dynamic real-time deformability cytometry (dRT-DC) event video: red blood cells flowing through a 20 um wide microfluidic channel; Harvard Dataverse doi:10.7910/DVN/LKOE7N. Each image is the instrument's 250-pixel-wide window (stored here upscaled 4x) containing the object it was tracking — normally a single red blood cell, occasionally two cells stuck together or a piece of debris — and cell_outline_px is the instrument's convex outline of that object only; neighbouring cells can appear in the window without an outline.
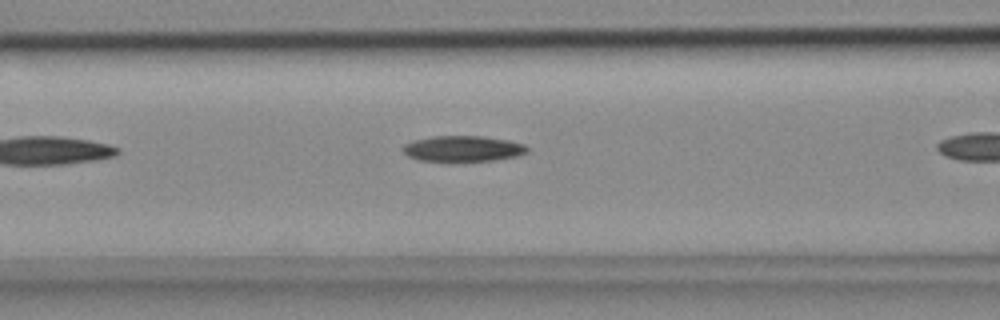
{"species": "common noctule bat (a hibernating species)", "species_latin": "Nyctalus noctula", "temperature_condition": "cold", "stored_images_in_passage": 6, "camera_frame_rate_fps": 3000, "um_per_image_px": 0.085, "animal": {"sex": "female", "body_mass_g": 18.4}, "frame": {"image": 1, "passage_image": 5, "time_ms": 1.333, "image_size_px": [1000, 320], "cell_outline_px": [[528, 152], [516, 156], [492, 160], [416, 160], [408, 156], [404, 152], [404, 144], [416, 140], [432, 136], [484, 136], [508, 140], [524, 144], [528, 148]], "centroid_in_image_um": [39.37, 12.62], "position_along_channel_um": 127.2, "area_um2": 18.26}}